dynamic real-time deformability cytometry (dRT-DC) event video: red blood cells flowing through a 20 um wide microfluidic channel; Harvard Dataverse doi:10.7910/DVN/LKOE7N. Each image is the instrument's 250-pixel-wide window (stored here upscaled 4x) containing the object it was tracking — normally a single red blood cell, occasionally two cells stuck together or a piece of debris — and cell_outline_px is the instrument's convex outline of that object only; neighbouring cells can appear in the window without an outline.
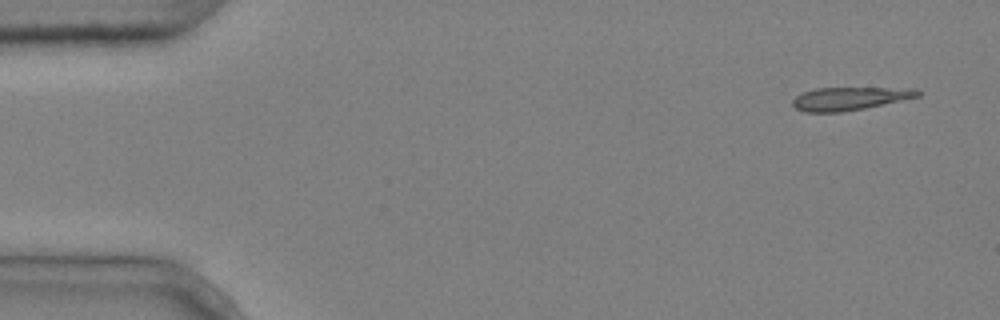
{"species": "common noctule bat (a hibernating species)", "species_latin": "Nyctalus noctula", "temperature_condition": "cold", "stored_images_in_passage": 5, "camera_frame_rate_fps": 3000, "um_per_image_px": 0.085, "animal": {"sex": "male", "body_mass_g": 20.4}, "frame": {"image": 1, "passage_image": 1, "time_ms": 0.0, "image_size_px": [1000, 320], "cell_outline_px": [[920, 96], [864, 108], [840, 112], [804, 112], [796, 108], [792, 104], [792, 100], [796, 96], [804, 92], [816, 88], [916, 88], [920, 92]], "centroid_in_image_um": [72.21, 8.37], "position_along_channel_um": 12.8, "area_um2": 16.65}}
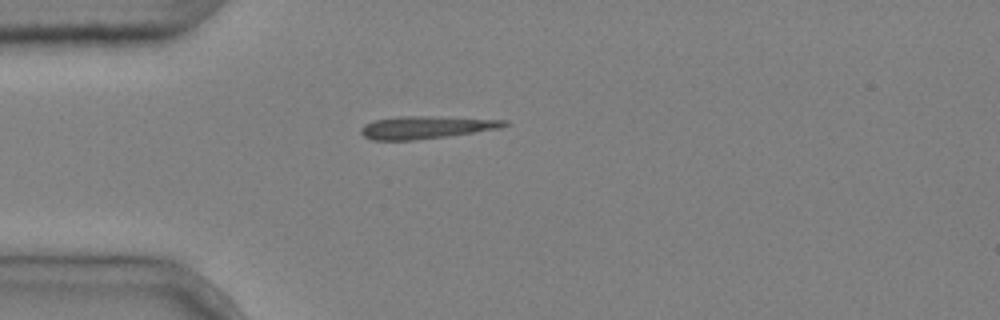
{"frame": {"image": 2, "passage_image": 4, "time_ms": 1.0, "image_size_px": [1000, 320], "cell_outline_px": [[508, 124], [500, 128], [448, 136], [412, 140], [372, 140], [364, 136], [360, 132], [360, 128], [364, 124], [376, 120], [400, 116], [432, 116], [508, 120]], "centroid_in_image_um": [36.2, 10.82], "position_along_channel_um": 48.8, "area_um2": 18.79}}